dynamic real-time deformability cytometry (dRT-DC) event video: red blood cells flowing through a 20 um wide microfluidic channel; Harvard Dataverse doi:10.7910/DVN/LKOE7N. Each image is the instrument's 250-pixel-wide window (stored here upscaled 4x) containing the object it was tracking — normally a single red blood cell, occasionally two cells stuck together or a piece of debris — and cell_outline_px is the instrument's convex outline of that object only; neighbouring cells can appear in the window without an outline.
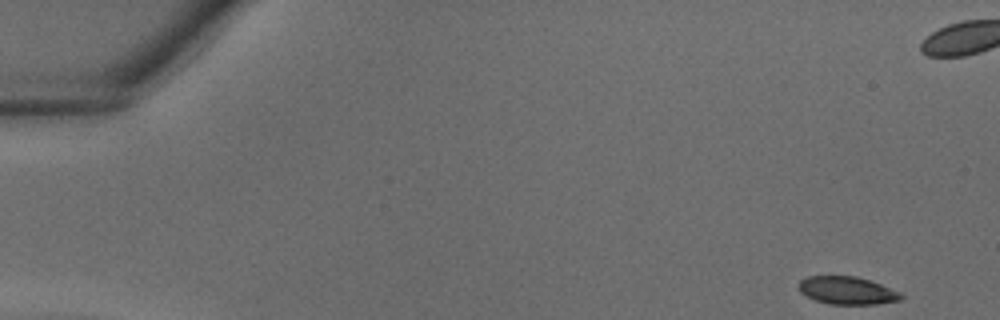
{"species": "common noctule bat (a hibernating species)", "species_latin": "Nyctalus noctula", "temperature_condition": "warm", "stored_images_in_passage": 38, "camera_frame_rate_fps": 3000, "um_per_image_px": 0.085, "animal": {"sex": "male", "body_mass_g": 18.8}, "frame": {"image": 1, "passage_image": 1, "time_ms": 0.0, "image_size_px": [1000, 320], "cell_outline_px": [[904, 296], [900, 300], [876, 304], [828, 304], [816, 300], [800, 292], [800, 280], [808, 276], [856, 276], [880, 284], [900, 292]], "centroid_in_image_um": [72.02, 24.69], "position_along_channel_um": 13.0, "area_um2": 16.36}}
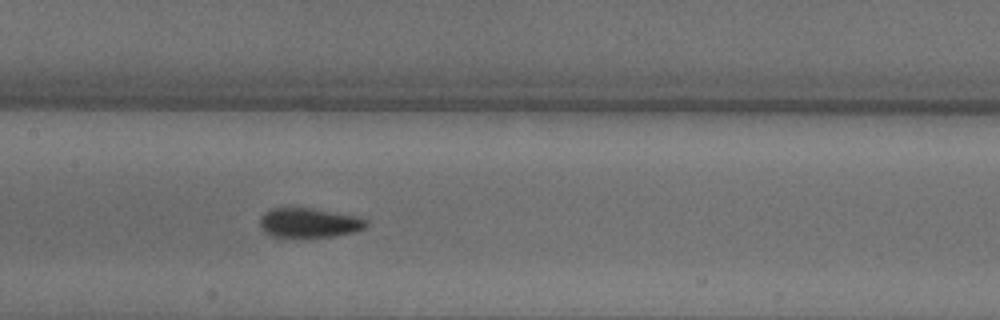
{"frame": {"image": 2, "passage_image": 18, "time_ms": 5.667, "image_size_px": [1000, 320], "cell_outline_px": [[368, 224], [364, 228], [352, 232], [332, 236], [268, 236], [260, 228], [260, 216], [264, 212], [272, 208], [312, 208], [356, 216], [368, 220]], "centroid_in_image_um": [26.23, 18.92], "position_along_channel_um": 181.2, "area_um2": 18.09}}
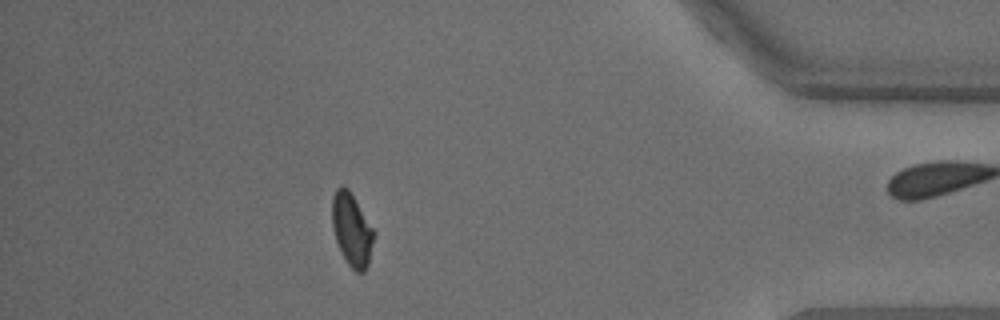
{"frame": {"image": 3, "passage_image": 33, "time_ms": 10.667, "image_size_px": [1000, 320], "cell_outline_px": [[372, 244], [368, 264], [364, 272], [356, 272], [348, 264], [336, 240], [332, 228], [332, 196], [336, 188], [340, 184], [348, 188], [372, 228]], "centroid_in_image_um": [29.86, 19.49], "position_along_channel_um": 405.3, "area_um2": 17.17}}